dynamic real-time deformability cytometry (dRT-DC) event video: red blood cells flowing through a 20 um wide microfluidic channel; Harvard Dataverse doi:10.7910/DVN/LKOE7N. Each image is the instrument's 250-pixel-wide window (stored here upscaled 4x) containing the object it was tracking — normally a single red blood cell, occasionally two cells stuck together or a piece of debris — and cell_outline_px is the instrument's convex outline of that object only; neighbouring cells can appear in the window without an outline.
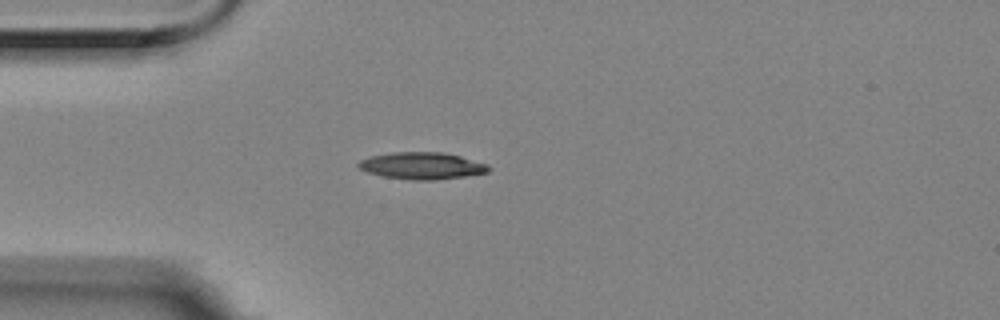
{"species": "Egyptian fruit bat (a non-hibernating species)", "species_latin": "Rousettus aegyptiacus", "temperature_condition": "room temperature", "stored_images_in_passage": 1, "camera_frame_rate_fps": 3000, "um_per_image_px": 0.085, "animal": {"sex": "female"}, "frame": {"image": 1, "passage_image": 1, "time_ms": 0.0, "image_size_px": [1000, 320], "cell_outline_px": [[492, 168], [488, 172], [464, 176], [436, 180], [408, 180], [384, 176], [368, 172], [360, 168], [356, 164], [360, 160], [368, 156], [392, 152], [444, 152], [460, 156], [488, 164]], "centroid_in_image_um": [35.87, 14.08], "position_along_channel_um": 49.1, "area_um2": 20.52}}